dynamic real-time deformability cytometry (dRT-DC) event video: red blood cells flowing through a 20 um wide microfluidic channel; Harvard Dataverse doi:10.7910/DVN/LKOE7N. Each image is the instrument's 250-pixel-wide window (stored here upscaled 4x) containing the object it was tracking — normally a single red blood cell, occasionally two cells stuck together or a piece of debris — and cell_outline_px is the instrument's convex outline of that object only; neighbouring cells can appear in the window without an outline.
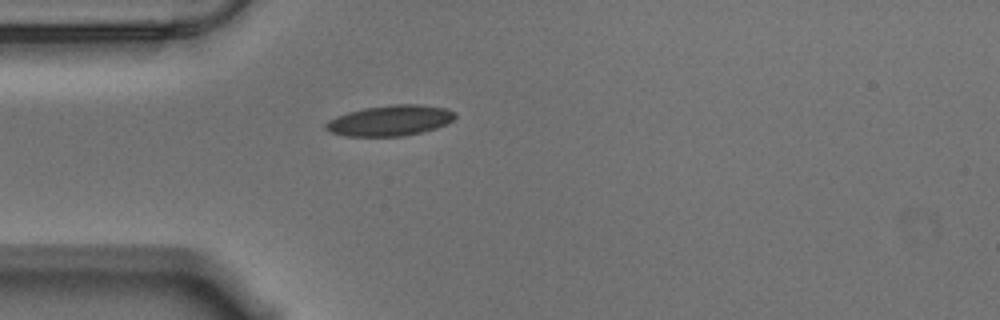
{"species": "Egyptian fruit bat (a non-hibernating species)", "species_latin": "Rousettus aegyptiacus", "temperature_condition": "warm", "stored_images_in_passage": 42, "camera_frame_rate_fps": 3000, "um_per_image_px": 0.085, "animal": {"sex": "male"}, "frame": {"image": 1, "passage_image": 1, "time_ms": 0.0, "image_size_px": [1000, 320], "cell_outline_px": [[456, 116], [448, 124], [424, 132], [404, 136], [344, 136], [332, 132], [324, 128], [324, 124], [328, 120], [336, 116], [348, 112], [364, 108], [392, 104], [420, 104], [444, 108], [456, 112]], "centroid_in_image_um": [33.17, 10.25], "position_along_channel_um": 51.8, "area_um2": 23.24}}
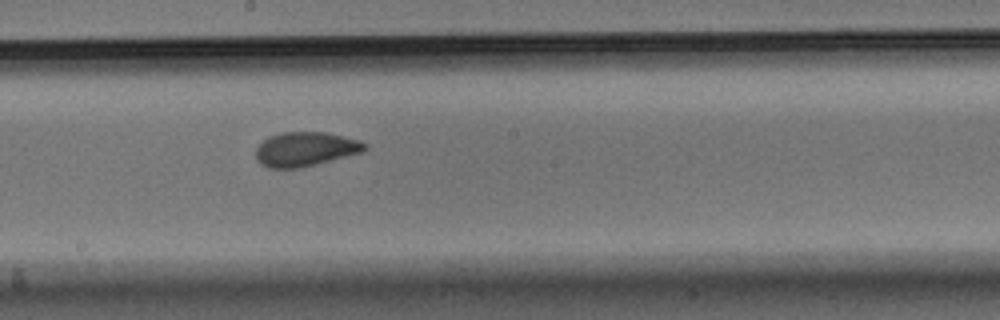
{"frame": {"image": 2, "passage_image": 16, "time_ms": 5.0, "image_size_px": [1000, 320], "cell_outline_px": [[368, 148], [364, 152], [300, 168], [268, 168], [260, 164], [256, 160], [256, 148], [268, 136], [280, 132], [328, 132], [360, 140], [368, 144]], "centroid_in_image_um": [25.98, 12.67], "position_along_channel_um": 222.2, "area_um2": 22.08}}
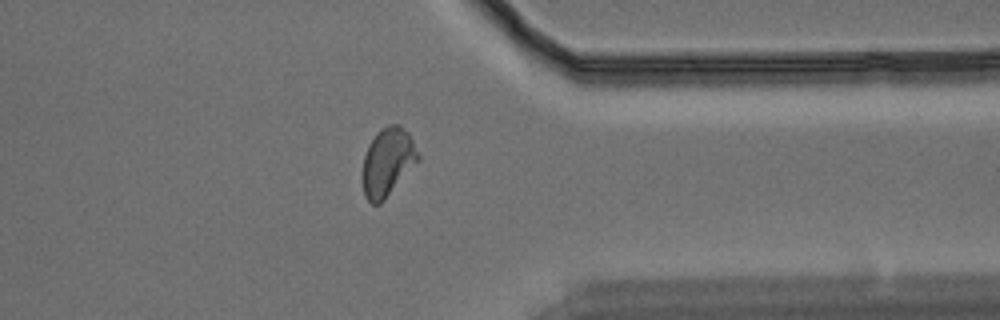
{"frame": {"image": 3, "passage_image": 30, "time_ms": 9.667, "image_size_px": [1000, 320], "cell_outline_px": [[420, 160], [384, 200], [380, 204], [372, 204], [364, 196], [364, 156], [368, 144], [376, 132], [380, 128], [388, 124], [400, 124], [408, 132], [420, 156]], "centroid_in_image_um": [32.97, 13.74], "position_along_channel_um": 378.4, "area_um2": 22.02}, "authors_computed_cell_mechanics": {"area_um2": 21.8484, "velocity_mm_per_s": 3.522, "shape_relaxation_time_tau1_ms": 5.1333, "shape_relaxation_time_tau2_ms": 1.044, "deformation_change_tau1": 0.1449, "deformation_change_tau2": 0.0585}}